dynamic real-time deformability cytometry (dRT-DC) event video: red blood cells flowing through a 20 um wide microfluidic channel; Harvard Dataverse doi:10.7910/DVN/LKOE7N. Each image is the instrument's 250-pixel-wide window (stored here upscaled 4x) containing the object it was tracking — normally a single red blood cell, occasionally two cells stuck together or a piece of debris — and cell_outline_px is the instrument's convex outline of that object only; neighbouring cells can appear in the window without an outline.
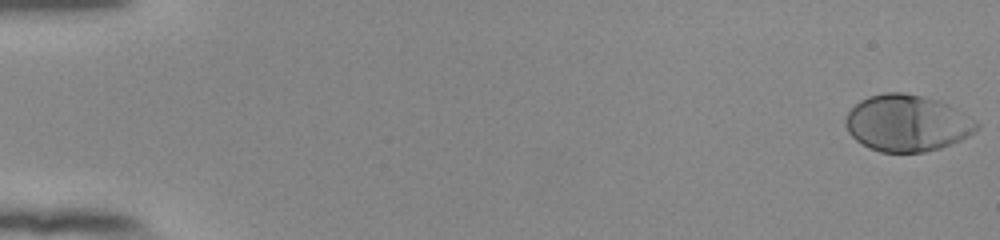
{"species": "human", "species_latin": "Homo sapiens", "temperature_condition": "room temperature", "stored_images_in_passage": 14, "camera_frame_rate_fps": 3000, "um_per_image_px": 0.085, "donor": {"sex": "female"}, "frame": {"image": 1, "passage_image": 1, "time_ms": 0.0, "image_size_px": [1000, 240], "cell_outline_px": [[980, 128], [968, 136], [952, 144], [940, 148], [924, 152], [880, 152], [868, 148], [856, 140], [848, 132], [844, 124], [844, 120], [848, 112], [860, 100], [868, 96], [884, 92], [900, 92], [920, 96], [936, 100], [948, 104], [964, 112], [976, 120], [980, 124]], "centroid_in_image_um": [77.11, 10.47], "position_along_channel_um": 7.9, "area_um2": 43.47}}